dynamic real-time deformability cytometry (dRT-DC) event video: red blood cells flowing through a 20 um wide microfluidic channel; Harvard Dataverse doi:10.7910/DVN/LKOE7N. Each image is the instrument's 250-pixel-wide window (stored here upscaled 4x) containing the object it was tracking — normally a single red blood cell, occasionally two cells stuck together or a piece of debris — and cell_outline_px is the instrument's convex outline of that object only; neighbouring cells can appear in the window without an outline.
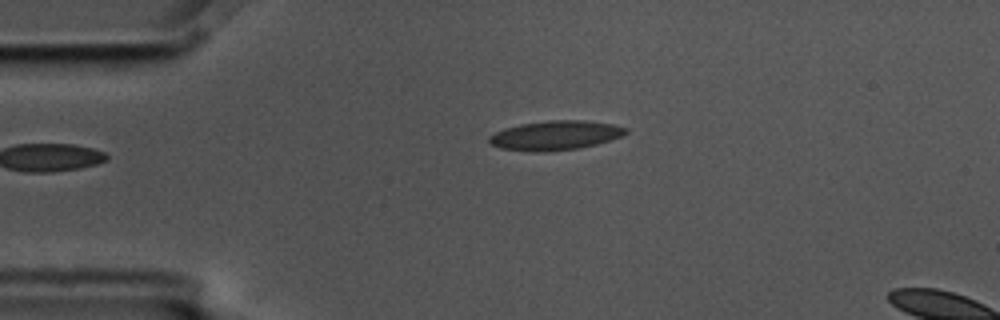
{"species": "common noctule bat (a hibernating species)", "species_latin": "Nyctalus noctula", "temperature_condition": "cold", "stored_images_in_passage": 3, "segment_of_instrument_passage": [1, 2], "camera_frame_rate_fps": 3000, "um_per_image_px": 0.085, "animal": {"sex": "male", "body_mass_g": 17.5, "forearm_length_mm": 52.3}, "frame": {"image": 1, "passage_image": 1, "time_ms": 0.0, "image_size_px": [1000, 320], "cell_outline_px": [[628, 132], [624, 136], [612, 140], [580, 148], [544, 152], [532, 152], [500, 148], [492, 144], [488, 140], [488, 136], [504, 128], [520, 124], [552, 120], [584, 120], [612, 124], [628, 128]], "centroid_in_image_um": [47.23, 11.51], "position_along_channel_um": 37.8, "area_um2": 23.52}}